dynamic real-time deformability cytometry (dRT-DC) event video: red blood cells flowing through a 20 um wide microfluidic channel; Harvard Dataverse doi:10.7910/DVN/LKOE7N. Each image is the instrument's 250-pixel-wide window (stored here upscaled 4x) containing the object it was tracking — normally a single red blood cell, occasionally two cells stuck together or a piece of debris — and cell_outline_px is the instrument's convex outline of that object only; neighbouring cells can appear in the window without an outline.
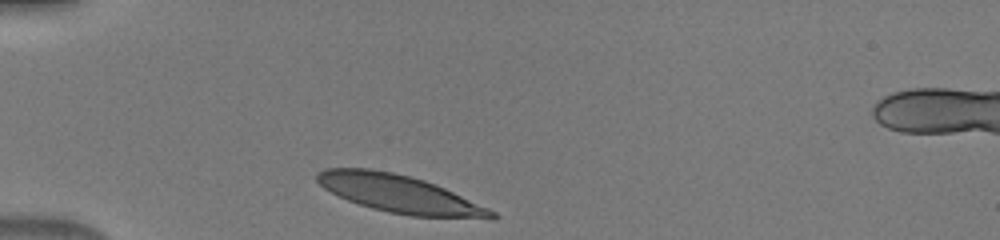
{"species": "human", "species_latin": "Homo sapiens", "temperature_condition": "warm", "stored_images_in_passage": 11, "camera_frame_rate_fps": 3000, "um_per_image_px": 0.085, "donor": {"sex": "male"}, "frame": {"image": 1, "passage_image": 1, "time_ms": 0.0, "image_size_px": [1000, 240], "cell_outline_px": [[500, 216], [496, 220], [488, 220], [412, 216], [388, 212], [372, 208], [348, 200], [324, 188], [316, 180], [316, 172], [324, 168], [368, 168], [392, 172], [412, 176], [436, 184], [488, 208], [496, 212]], "centroid_in_image_um": [34.04, 16.5], "position_along_channel_um": 51.0, "area_um2": 38.73}}